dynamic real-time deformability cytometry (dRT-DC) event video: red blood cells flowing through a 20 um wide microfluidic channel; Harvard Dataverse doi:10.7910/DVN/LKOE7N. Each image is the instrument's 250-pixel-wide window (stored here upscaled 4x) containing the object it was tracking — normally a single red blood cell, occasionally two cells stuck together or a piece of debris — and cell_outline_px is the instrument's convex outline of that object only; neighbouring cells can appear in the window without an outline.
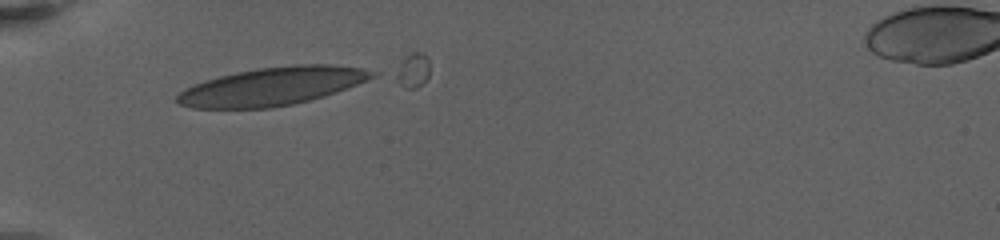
{"species": "human", "species_latin": "Homo sapiens", "temperature_condition": "warm", "stored_images_in_passage": 4, "camera_frame_rate_fps": 3000, "um_per_image_px": 0.085, "donor": {"sex": "female"}, "frame": {"image": 1, "passage_image": 1, "time_ms": 0.0, "image_size_px": [1000, 240], "cell_outline_px": [[380, 72], [376, 76], [348, 88], [324, 96], [292, 104], [272, 108], [192, 108], [180, 104], [176, 100], [176, 96], [184, 88], [192, 84], [204, 80], [236, 72], [256, 68], [292, 64], [332, 64], [364, 68]], "centroid_in_image_um": [23.16, 7.32], "position_along_channel_um": 61.8, "area_um2": 43.58}}
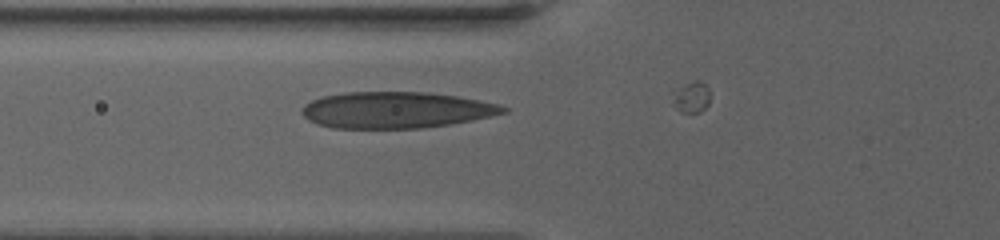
{"frame": {"image": 2, "passage_image": 3, "time_ms": 1.333, "image_size_px": [1000, 240], "cell_outline_px": [[508, 112], [472, 120], [448, 124], [420, 128], [332, 128], [316, 124], [308, 120], [300, 112], [304, 104], [320, 96], [348, 92], [428, 92], [456, 96], [500, 104], [508, 108]], "centroid_in_image_um": [33.62, 9.35], "position_along_channel_um": 92.2, "area_um2": 42.71}}